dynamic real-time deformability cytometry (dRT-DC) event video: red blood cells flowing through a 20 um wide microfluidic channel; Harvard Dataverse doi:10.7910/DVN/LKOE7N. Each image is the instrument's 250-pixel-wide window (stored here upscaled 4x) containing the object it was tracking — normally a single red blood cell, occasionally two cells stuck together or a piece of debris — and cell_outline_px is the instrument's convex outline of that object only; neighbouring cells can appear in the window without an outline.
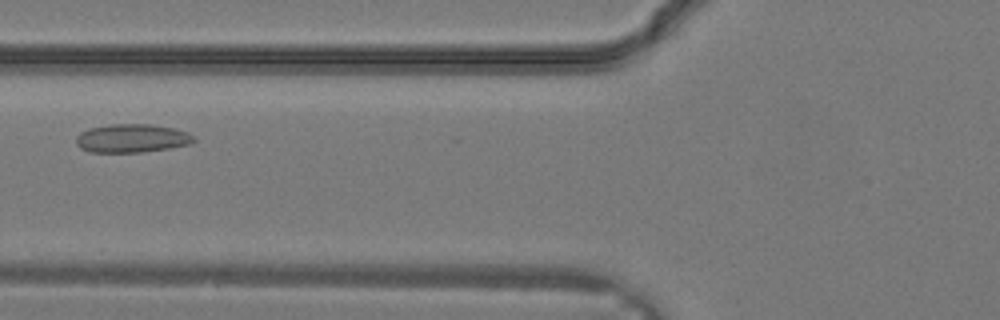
{"species": "common noctule bat (a hibernating species)", "species_latin": "Nyctalus noctula", "temperature_condition": "warm", "stored_images_in_passage": 11, "camera_frame_rate_fps": 3000, "um_per_image_px": 0.085, "animal": {"sex": "male", "body_mass_g": 19.2, "forearm_length_mm": 51.8}, "frame": {"image": 1, "passage_image": 3, "time_ms": 0.667, "image_size_px": [1000, 320], "cell_outline_px": [[196, 140], [192, 144], [144, 152], [88, 152], [80, 148], [76, 144], [76, 136], [80, 132], [88, 128], [112, 124], [148, 124], [176, 128], [188, 132]], "centroid_in_image_um": [11.2, 11.75], "position_along_channel_um": 114.6, "area_um2": 19.71}}
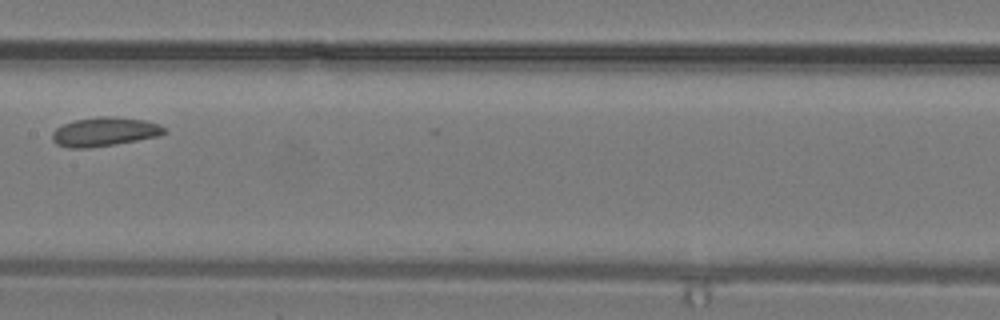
{"frame": {"image": 2, "passage_image": 7, "time_ms": 2.0, "image_size_px": [1000, 320], "cell_outline_px": [[168, 132], [160, 136], [88, 148], [68, 148], [56, 144], [52, 140], [52, 132], [56, 128], [72, 120], [100, 116], [112, 116], [144, 120], [160, 124]], "centroid_in_image_um": [8.87, 11.19], "position_along_channel_um": 198.5, "area_um2": 18.96}}
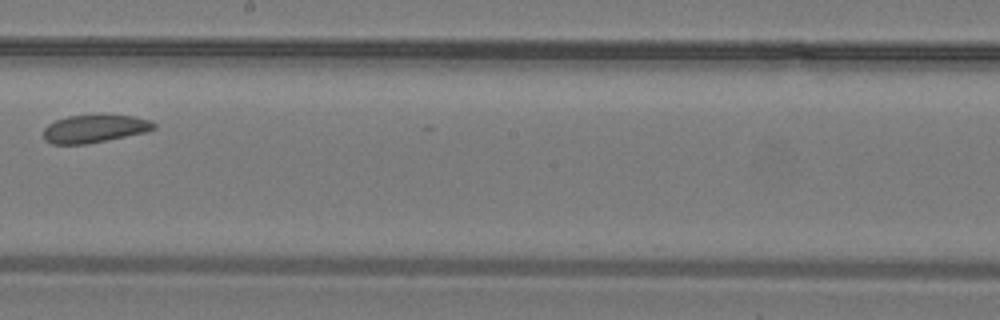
{"frame": {"image": 3, "passage_image": 9, "time_ms": 2.667, "image_size_px": [1000, 320], "cell_outline_px": [[156, 128], [144, 132], [88, 144], [52, 144], [44, 140], [44, 128], [48, 124], [56, 120], [68, 116], [104, 112], [136, 116], [152, 120], [156, 124]], "centroid_in_image_um": [8.07, 10.89], "position_along_channel_um": 240.1, "area_um2": 18.67}}